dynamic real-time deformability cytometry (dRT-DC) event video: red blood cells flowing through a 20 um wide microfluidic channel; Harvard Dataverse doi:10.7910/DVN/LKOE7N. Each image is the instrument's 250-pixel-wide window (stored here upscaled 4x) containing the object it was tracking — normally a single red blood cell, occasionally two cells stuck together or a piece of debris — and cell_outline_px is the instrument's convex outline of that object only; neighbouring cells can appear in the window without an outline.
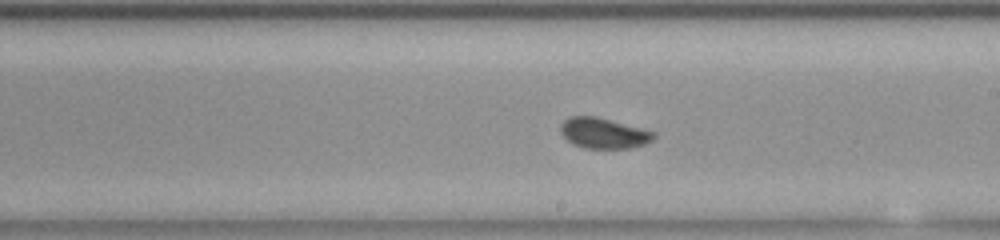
{"species": "common noctule bat (a hibernating species)", "species_latin": "Nyctalus noctula", "temperature_condition": "room temperature", "stored_images_in_passage": 37, "camera_frame_rate_fps": 3000, "um_per_image_px": 0.085, "animal": {"sex": "female", "body_mass_g": 23.0, "forearm_length_mm": 53.4}, "frame": {"image": 1, "passage_image": 12, "time_ms": 3.667, "image_size_px": [1000, 240], "cell_outline_px": [[656, 136], [652, 140], [628, 148], [584, 148], [572, 144], [560, 132], [560, 124], [568, 116], [596, 116], [652, 132]], "centroid_in_image_um": [51.2, 11.31], "position_along_channel_um": 237.8, "area_um2": 16.18}}
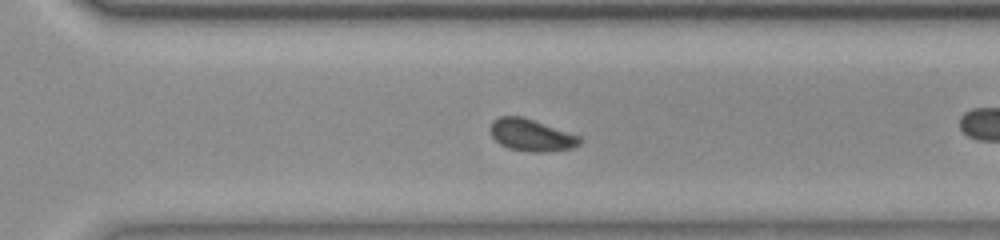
{"frame": {"image": 2, "passage_image": 19, "time_ms": 6.0, "image_size_px": [1000, 240], "cell_outline_px": [[580, 144], [572, 148], [540, 152], [536, 152], [512, 148], [500, 144], [492, 136], [492, 120], [500, 116], [524, 116], [580, 136]], "centroid_in_image_um": [45.18, 11.46], "position_along_channel_um": 325.4, "area_um2": 16.36}}